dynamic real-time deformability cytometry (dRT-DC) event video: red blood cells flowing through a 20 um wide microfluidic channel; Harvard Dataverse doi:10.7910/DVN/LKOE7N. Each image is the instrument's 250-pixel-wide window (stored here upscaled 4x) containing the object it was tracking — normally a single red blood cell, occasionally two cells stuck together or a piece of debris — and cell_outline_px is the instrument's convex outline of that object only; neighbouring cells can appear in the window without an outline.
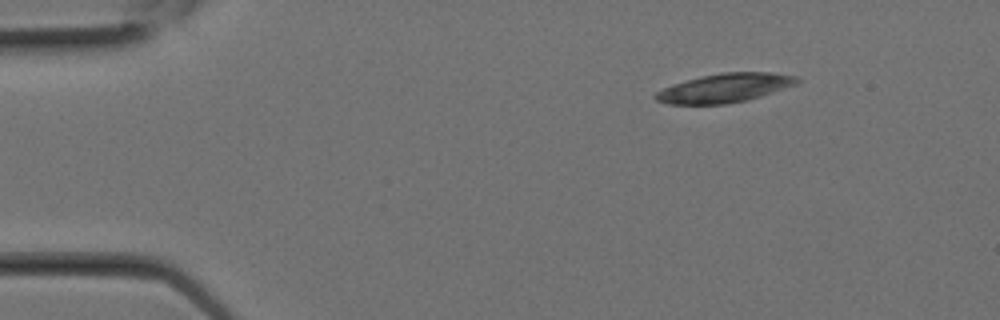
{"species": "Egyptian fruit bat (a non-hibernating species)", "species_latin": "Rousettus aegyptiacus", "temperature_condition": "room temperature", "stored_images_in_passage": 2, "camera_frame_rate_fps": 3000, "um_per_image_px": 0.085, "animal": {"sex": "female"}, "frame": {"image": 1, "passage_image": 1, "time_ms": 0.0, "image_size_px": [1000, 320], "cell_outline_px": [[800, 80], [796, 84], [748, 100], [724, 104], [668, 104], [656, 100], [652, 96], [656, 92], [672, 84], [700, 76], [720, 72], [768, 72], [796, 76]], "centroid_in_image_um": [61.56, 7.47], "position_along_channel_um": 23.4, "area_um2": 23.76}}